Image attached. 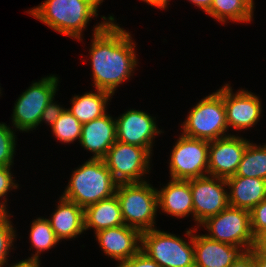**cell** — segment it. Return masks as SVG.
<instances>
[{
  "mask_svg": "<svg viewBox=\"0 0 266 267\" xmlns=\"http://www.w3.org/2000/svg\"><path fill=\"white\" fill-rule=\"evenodd\" d=\"M251 231L253 236L266 233V199L250 211Z\"/></svg>",
  "mask_w": 266,
  "mask_h": 267,
  "instance_id": "obj_29",
  "label": "cell"
},
{
  "mask_svg": "<svg viewBox=\"0 0 266 267\" xmlns=\"http://www.w3.org/2000/svg\"><path fill=\"white\" fill-rule=\"evenodd\" d=\"M254 0H212L208 16L221 23L233 22L248 23L252 21Z\"/></svg>",
  "mask_w": 266,
  "mask_h": 267,
  "instance_id": "obj_23",
  "label": "cell"
},
{
  "mask_svg": "<svg viewBox=\"0 0 266 267\" xmlns=\"http://www.w3.org/2000/svg\"><path fill=\"white\" fill-rule=\"evenodd\" d=\"M193 228L195 267H229L243 252L239 247L196 234Z\"/></svg>",
  "mask_w": 266,
  "mask_h": 267,
  "instance_id": "obj_16",
  "label": "cell"
},
{
  "mask_svg": "<svg viewBox=\"0 0 266 267\" xmlns=\"http://www.w3.org/2000/svg\"><path fill=\"white\" fill-rule=\"evenodd\" d=\"M189 242L156 228L141 233V251L160 267H195L193 229L186 230Z\"/></svg>",
  "mask_w": 266,
  "mask_h": 267,
  "instance_id": "obj_5",
  "label": "cell"
},
{
  "mask_svg": "<svg viewBox=\"0 0 266 267\" xmlns=\"http://www.w3.org/2000/svg\"><path fill=\"white\" fill-rule=\"evenodd\" d=\"M188 1L194 3L195 6L199 7L204 12H207L212 4V0H188Z\"/></svg>",
  "mask_w": 266,
  "mask_h": 267,
  "instance_id": "obj_37",
  "label": "cell"
},
{
  "mask_svg": "<svg viewBox=\"0 0 266 267\" xmlns=\"http://www.w3.org/2000/svg\"><path fill=\"white\" fill-rule=\"evenodd\" d=\"M250 251L254 254L255 267H266V257H261L253 248Z\"/></svg>",
  "mask_w": 266,
  "mask_h": 267,
  "instance_id": "obj_38",
  "label": "cell"
},
{
  "mask_svg": "<svg viewBox=\"0 0 266 267\" xmlns=\"http://www.w3.org/2000/svg\"><path fill=\"white\" fill-rule=\"evenodd\" d=\"M158 208L176 218L193 216V197L189 180L171 179L157 189Z\"/></svg>",
  "mask_w": 266,
  "mask_h": 267,
  "instance_id": "obj_18",
  "label": "cell"
},
{
  "mask_svg": "<svg viewBox=\"0 0 266 267\" xmlns=\"http://www.w3.org/2000/svg\"><path fill=\"white\" fill-rule=\"evenodd\" d=\"M10 215L8 213L0 219V267L8 265L9 251L12 250L14 239L17 236L10 221Z\"/></svg>",
  "mask_w": 266,
  "mask_h": 267,
  "instance_id": "obj_28",
  "label": "cell"
},
{
  "mask_svg": "<svg viewBox=\"0 0 266 267\" xmlns=\"http://www.w3.org/2000/svg\"><path fill=\"white\" fill-rule=\"evenodd\" d=\"M101 17L104 21L94 26L89 49L92 85L114 95L137 67L136 43L129 31L116 24L114 16Z\"/></svg>",
  "mask_w": 266,
  "mask_h": 267,
  "instance_id": "obj_1",
  "label": "cell"
},
{
  "mask_svg": "<svg viewBox=\"0 0 266 267\" xmlns=\"http://www.w3.org/2000/svg\"><path fill=\"white\" fill-rule=\"evenodd\" d=\"M29 238V241H31V249L35 248L36 251L35 254H32L28 259L38 261H41L39 258L41 252L48 251L59 243L48 218L38 217L35 220L33 219L30 226Z\"/></svg>",
  "mask_w": 266,
  "mask_h": 267,
  "instance_id": "obj_25",
  "label": "cell"
},
{
  "mask_svg": "<svg viewBox=\"0 0 266 267\" xmlns=\"http://www.w3.org/2000/svg\"><path fill=\"white\" fill-rule=\"evenodd\" d=\"M8 214L7 209L0 203V219Z\"/></svg>",
  "mask_w": 266,
  "mask_h": 267,
  "instance_id": "obj_39",
  "label": "cell"
},
{
  "mask_svg": "<svg viewBox=\"0 0 266 267\" xmlns=\"http://www.w3.org/2000/svg\"><path fill=\"white\" fill-rule=\"evenodd\" d=\"M53 98L43 110V113L40 117L39 124L45 122L46 124L50 125V128L53 124L58 120L61 113L64 111L65 107H61L60 104L58 105Z\"/></svg>",
  "mask_w": 266,
  "mask_h": 267,
  "instance_id": "obj_32",
  "label": "cell"
},
{
  "mask_svg": "<svg viewBox=\"0 0 266 267\" xmlns=\"http://www.w3.org/2000/svg\"><path fill=\"white\" fill-rule=\"evenodd\" d=\"M59 77L55 74L33 81L15 101L12 114L13 129L20 132L33 131L39 126V120L47 104L55 98Z\"/></svg>",
  "mask_w": 266,
  "mask_h": 267,
  "instance_id": "obj_7",
  "label": "cell"
},
{
  "mask_svg": "<svg viewBox=\"0 0 266 267\" xmlns=\"http://www.w3.org/2000/svg\"><path fill=\"white\" fill-rule=\"evenodd\" d=\"M124 224L145 232L155 227L158 210L157 188L148 183H120L116 193Z\"/></svg>",
  "mask_w": 266,
  "mask_h": 267,
  "instance_id": "obj_4",
  "label": "cell"
},
{
  "mask_svg": "<svg viewBox=\"0 0 266 267\" xmlns=\"http://www.w3.org/2000/svg\"><path fill=\"white\" fill-rule=\"evenodd\" d=\"M209 231L207 237L241 248L251 250L254 236L251 231L250 211L228 206L215 216L209 217L198 227Z\"/></svg>",
  "mask_w": 266,
  "mask_h": 267,
  "instance_id": "obj_8",
  "label": "cell"
},
{
  "mask_svg": "<svg viewBox=\"0 0 266 267\" xmlns=\"http://www.w3.org/2000/svg\"><path fill=\"white\" fill-rule=\"evenodd\" d=\"M179 136L170 154L169 177L190 180L208 175L209 141Z\"/></svg>",
  "mask_w": 266,
  "mask_h": 267,
  "instance_id": "obj_10",
  "label": "cell"
},
{
  "mask_svg": "<svg viewBox=\"0 0 266 267\" xmlns=\"http://www.w3.org/2000/svg\"><path fill=\"white\" fill-rule=\"evenodd\" d=\"M228 185L229 206L251 211L266 199V180L231 176L226 179Z\"/></svg>",
  "mask_w": 266,
  "mask_h": 267,
  "instance_id": "obj_20",
  "label": "cell"
},
{
  "mask_svg": "<svg viewBox=\"0 0 266 267\" xmlns=\"http://www.w3.org/2000/svg\"><path fill=\"white\" fill-rule=\"evenodd\" d=\"M14 131L7 124L0 123V166L11 167L14 163L17 143Z\"/></svg>",
  "mask_w": 266,
  "mask_h": 267,
  "instance_id": "obj_27",
  "label": "cell"
},
{
  "mask_svg": "<svg viewBox=\"0 0 266 267\" xmlns=\"http://www.w3.org/2000/svg\"><path fill=\"white\" fill-rule=\"evenodd\" d=\"M222 97L228 129L243 131L255 126L262 114V102L256 94L248 90L233 93L230 84L216 90Z\"/></svg>",
  "mask_w": 266,
  "mask_h": 267,
  "instance_id": "obj_12",
  "label": "cell"
},
{
  "mask_svg": "<svg viewBox=\"0 0 266 267\" xmlns=\"http://www.w3.org/2000/svg\"><path fill=\"white\" fill-rule=\"evenodd\" d=\"M249 142L233 134L209 141L208 175L223 179L234 176Z\"/></svg>",
  "mask_w": 266,
  "mask_h": 267,
  "instance_id": "obj_14",
  "label": "cell"
},
{
  "mask_svg": "<svg viewBox=\"0 0 266 267\" xmlns=\"http://www.w3.org/2000/svg\"><path fill=\"white\" fill-rule=\"evenodd\" d=\"M57 203L59 204L56 210L48 219L56 238L59 241L69 240L83 234L85 231L84 208L62 196Z\"/></svg>",
  "mask_w": 266,
  "mask_h": 267,
  "instance_id": "obj_19",
  "label": "cell"
},
{
  "mask_svg": "<svg viewBox=\"0 0 266 267\" xmlns=\"http://www.w3.org/2000/svg\"><path fill=\"white\" fill-rule=\"evenodd\" d=\"M116 141V119L107 113L82 126L80 144L93 154L91 159H103Z\"/></svg>",
  "mask_w": 266,
  "mask_h": 267,
  "instance_id": "obj_17",
  "label": "cell"
},
{
  "mask_svg": "<svg viewBox=\"0 0 266 267\" xmlns=\"http://www.w3.org/2000/svg\"><path fill=\"white\" fill-rule=\"evenodd\" d=\"M151 157L146 148L116 141L103 160L118 184L140 183L147 181Z\"/></svg>",
  "mask_w": 266,
  "mask_h": 267,
  "instance_id": "obj_9",
  "label": "cell"
},
{
  "mask_svg": "<svg viewBox=\"0 0 266 267\" xmlns=\"http://www.w3.org/2000/svg\"><path fill=\"white\" fill-rule=\"evenodd\" d=\"M234 176L266 180V144L249 142Z\"/></svg>",
  "mask_w": 266,
  "mask_h": 267,
  "instance_id": "obj_24",
  "label": "cell"
},
{
  "mask_svg": "<svg viewBox=\"0 0 266 267\" xmlns=\"http://www.w3.org/2000/svg\"><path fill=\"white\" fill-rule=\"evenodd\" d=\"M229 267H255L254 254L250 250L243 251Z\"/></svg>",
  "mask_w": 266,
  "mask_h": 267,
  "instance_id": "obj_33",
  "label": "cell"
},
{
  "mask_svg": "<svg viewBox=\"0 0 266 267\" xmlns=\"http://www.w3.org/2000/svg\"><path fill=\"white\" fill-rule=\"evenodd\" d=\"M146 2V4L154 6L158 9H167V6L169 4V0H142Z\"/></svg>",
  "mask_w": 266,
  "mask_h": 267,
  "instance_id": "obj_36",
  "label": "cell"
},
{
  "mask_svg": "<svg viewBox=\"0 0 266 267\" xmlns=\"http://www.w3.org/2000/svg\"><path fill=\"white\" fill-rule=\"evenodd\" d=\"M113 96L110 92L96 89V92H86L83 95H74L71 107L67 108L81 124L90 122L105 115L108 102Z\"/></svg>",
  "mask_w": 266,
  "mask_h": 267,
  "instance_id": "obj_22",
  "label": "cell"
},
{
  "mask_svg": "<svg viewBox=\"0 0 266 267\" xmlns=\"http://www.w3.org/2000/svg\"><path fill=\"white\" fill-rule=\"evenodd\" d=\"M82 126L83 124L65 108L51 129L55 138L66 144L73 143L76 140L80 142Z\"/></svg>",
  "mask_w": 266,
  "mask_h": 267,
  "instance_id": "obj_26",
  "label": "cell"
},
{
  "mask_svg": "<svg viewBox=\"0 0 266 267\" xmlns=\"http://www.w3.org/2000/svg\"><path fill=\"white\" fill-rule=\"evenodd\" d=\"M67 185L61 196L85 209L114 196L118 183L103 159L89 158L73 171Z\"/></svg>",
  "mask_w": 266,
  "mask_h": 267,
  "instance_id": "obj_3",
  "label": "cell"
},
{
  "mask_svg": "<svg viewBox=\"0 0 266 267\" xmlns=\"http://www.w3.org/2000/svg\"><path fill=\"white\" fill-rule=\"evenodd\" d=\"M85 231H98L124 225L119 200L116 195L91 204L84 209Z\"/></svg>",
  "mask_w": 266,
  "mask_h": 267,
  "instance_id": "obj_21",
  "label": "cell"
},
{
  "mask_svg": "<svg viewBox=\"0 0 266 267\" xmlns=\"http://www.w3.org/2000/svg\"><path fill=\"white\" fill-rule=\"evenodd\" d=\"M252 248L261 257H266V233H262L254 237V245Z\"/></svg>",
  "mask_w": 266,
  "mask_h": 267,
  "instance_id": "obj_34",
  "label": "cell"
},
{
  "mask_svg": "<svg viewBox=\"0 0 266 267\" xmlns=\"http://www.w3.org/2000/svg\"><path fill=\"white\" fill-rule=\"evenodd\" d=\"M115 119L117 141L146 148L153 154L155 136L162 133L155 117L143 110L129 109Z\"/></svg>",
  "mask_w": 266,
  "mask_h": 267,
  "instance_id": "obj_13",
  "label": "cell"
},
{
  "mask_svg": "<svg viewBox=\"0 0 266 267\" xmlns=\"http://www.w3.org/2000/svg\"><path fill=\"white\" fill-rule=\"evenodd\" d=\"M12 167L0 166V203L7 209V193L12 189L19 188V184L15 183L13 174L11 172ZM5 197V198H4ZM2 199L4 200L2 202Z\"/></svg>",
  "mask_w": 266,
  "mask_h": 267,
  "instance_id": "obj_30",
  "label": "cell"
},
{
  "mask_svg": "<svg viewBox=\"0 0 266 267\" xmlns=\"http://www.w3.org/2000/svg\"><path fill=\"white\" fill-rule=\"evenodd\" d=\"M41 262L34 259H24L17 263H12L8 265L9 267H40Z\"/></svg>",
  "mask_w": 266,
  "mask_h": 267,
  "instance_id": "obj_35",
  "label": "cell"
},
{
  "mask_svg": "<svg viewBox=\"0 0 266 267\" xmlns=\"http://www.w3.org/2000/svg\"><path fill=\"white\" fill-rule=\"evenodd\" d=\"M193 197V219L200 225L229 206L226 179L203 176L189 180Z\"/></svg>",
  "mask_w": 266,
  "mask_h": 267,
  "instance_id": "obj_11",
  "label": "cell"
},
{
  "mask_svg": "<svg viewBox=\"0 0 266 267\" xmlns=\"http://www.w3.org/2000/svg\"><path fill=\"white\" fill-rule=\"evenodd\" d=\"M95 237L104 254L118 262L141 250V232L125 224L98 231Z\"/></svg>",
  "mask_w": 266,
  "mask_h": 267,
  "instance_id": "obj_15",
  "label": "cell"
},
{
  "mask_svg": "<svg viewBox=\"0 0 266 267\" xmlns=\"http://www.w3.org/2000/svg\"><path fill=\"white\" fill-rule=\"evenodd\" d=\"M118 263L117 267H160L156 261L141 250L130 259Z\"/></svg>",
  "mask_w": 266,
  "mask_h": 267,
  "instance_id": "obj_31",
  "label": "cell"
},
{
  "mask_svg": "<svg viewBox=\"0 0 266 267\" xmlns=\"http://www.w3.org/2000/svg\"><path fill=\"white\" fill-rule=\"evenodd\" d=\"M182 134L206 141L231 135L228 132L223 97L216 91L193 106L182 124Z\"/></svg>",
  "mask_w": 266,
  "mask_h": 267,
  "instance_id": "obj_6",
  "label": "cell"
},
{
  "mask_svg": "<svg viewBox=\"0 0 266 267\" xmlns=\"http://www.w3.org/2000/svg\"><path fill=\"white\" fill-rule=\"evenodd\" d=\"M102 2L103 0H45L27 13L59 34L81 41L88 22L98 16V6Z\"/></svg>",
  "mask_w": 266,
  "mask_h": 267,
  "instance_id": "obj_2",
  "label": "cell"
}]
</instances>
